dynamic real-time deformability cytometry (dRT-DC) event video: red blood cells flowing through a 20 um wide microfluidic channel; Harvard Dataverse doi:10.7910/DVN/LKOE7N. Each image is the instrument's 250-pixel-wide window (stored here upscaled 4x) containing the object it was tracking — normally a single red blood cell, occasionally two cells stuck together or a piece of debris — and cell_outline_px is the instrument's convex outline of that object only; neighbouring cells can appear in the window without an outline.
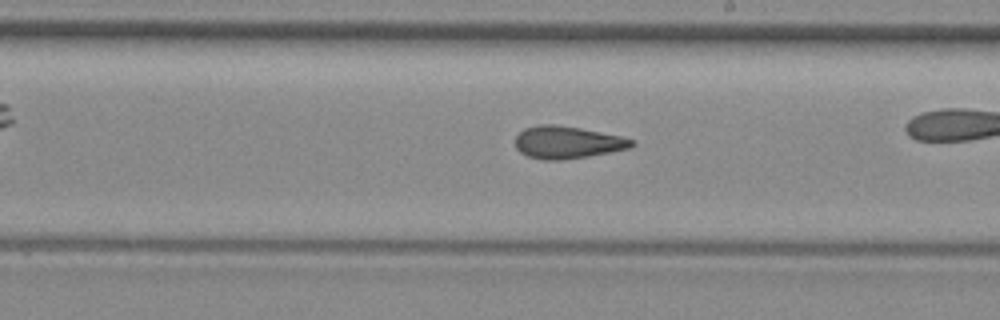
{"species": "common noctule bat (a hibernating species)", "species_latin": "Nyctalus noctula", "temperature_condition": "room temperature", "stored_images_in_passage": 39, "camera_frame_rate_fps": 3000, "um_per_image_px": 0.085, "animal": {"sex": "female", "body_mass_g": 29.2, "forearm_length_mm": 56.3}, "frame": {"image": 1, "passage_image": 28, "time_ms": 9.0, "image_size_px": [1000, 320], "cell_outline_px": [[636, 144], [632, 148], [588, 156], [560, 160], [544, 160], [528, 156], [520, 152], [516, 148], [516, 136], [524, 128], [540, 124], [552, 124], [580, 128], [624, 136], [636, 140]], "centroid_in_image_um": [48.28, 12.09], "position_along_channel_um": 240.7, "area_um2": 22.14}}
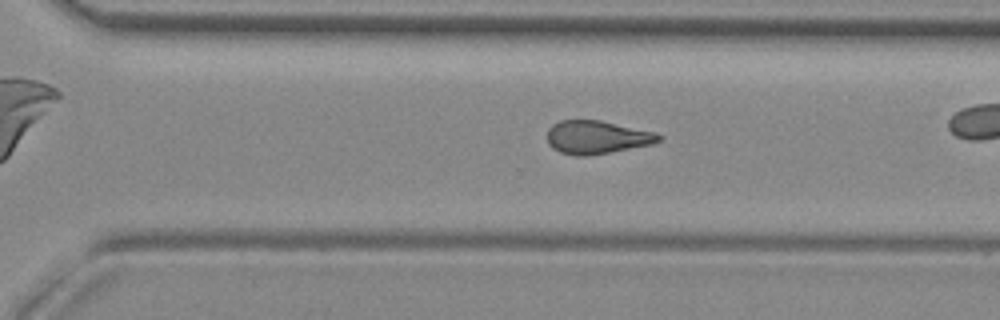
{"frame": {"image": 2, "passage_image": 34, "time_ms": 11.0, "image_size_px": [1000, 320], "cell_outline_px": [[664, 136], [660, 140], [652, 144], [608, 152], [584, 156], [576, 156], [560, 152], [552, 148], [548, 144], [548, 128], [552, 124], [560, 120], [600, 120], [656, 132]], "centroid_in_image_um": [50.72, 11.65], "position_along_channel_um": 319.9, "area_um2": 21.56}}